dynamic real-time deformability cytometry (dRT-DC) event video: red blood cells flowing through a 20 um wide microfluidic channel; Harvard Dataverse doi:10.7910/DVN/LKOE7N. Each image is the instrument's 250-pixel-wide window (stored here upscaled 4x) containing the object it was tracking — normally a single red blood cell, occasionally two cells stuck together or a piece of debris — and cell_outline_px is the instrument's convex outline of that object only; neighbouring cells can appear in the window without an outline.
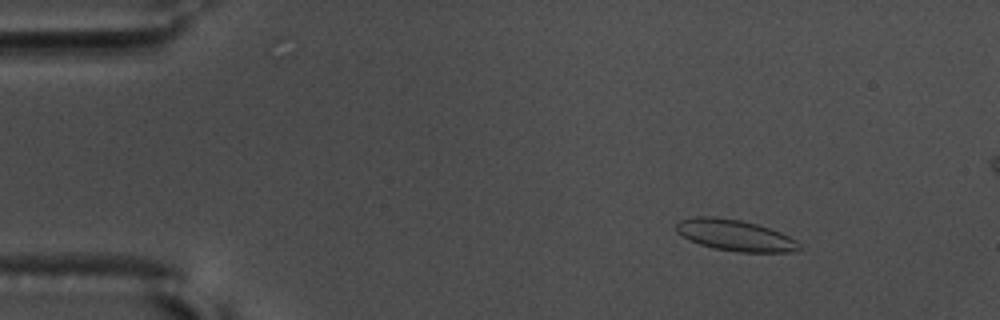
{"species": "common noctule bat (a hibernating species)", "species_latin": "Nyctalus noctula", "temperature_condition": "warm", "stored_images_in_passage": 59, "segment_of_instrument_passage": [1, 2], "camera_frame_rate_fps": 3000, "um_per_image_px": 0.085, "animal": {"sex": "male", "body_mass_g": 17.5, "forearm_length_mm": 52.3}, "frame": {"image": 1, "passage_image": 9, "time_ms": 2.667, "image_size_px": [1000, 320], "cell_outline_px": [[804, 248], [792, 252], [740, 252], [712, 248], [688, 240], [676, 232], [676, 224], [680, 220], [696, 216], [716, 216], [740, 220], [756, 224], [780, 232], [796, 240]], "centroid_in_image_um": [62.47, 20.0], "position_along_channel_um": 22.5, "area_um2": 22.48}}
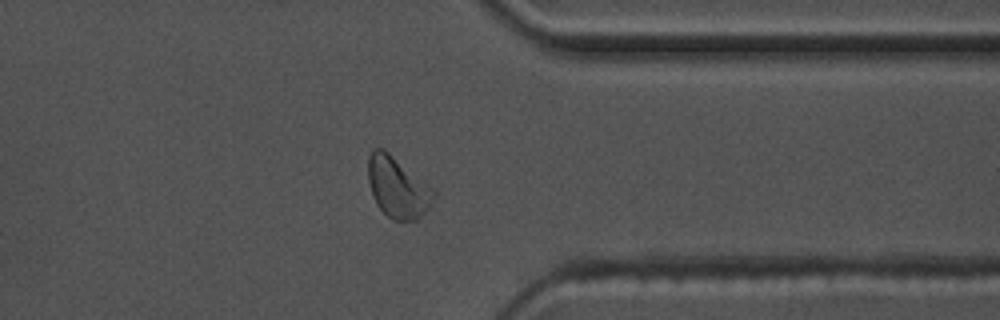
{"frame": {"image": 2, "passage_image": 46, "time_ms": 15.0, "image_size_px": [1000, 320], "cell_outline_px": [[436, 196], [428, 208], [416, 220], [392, 220], [376, 204], [368, 180], [368, 156], [372, 148], [384, 148], [432, 188], [436, 192]], "centroid_in_image_um": [33.78, 15.91], "position_along_channel_um": 377.6, "area_um2": 23.0}}
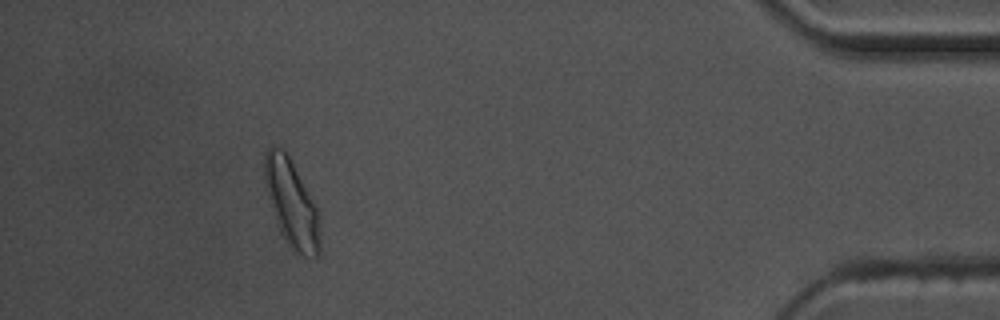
{"frame": {"image": 3, "passage_image": 53, "time_ms": 17.333, "image_size_px": [1000, 320], "cell_outline_px": [[320, 252], [316, 256], [304, 256], [292, 252], [284, 240], [276, 224], [264, 180], [264, 156], [268, 148], [280, 148], [288, 156], [316, 204], [320, 244]], "centroid_in_image_um": [24.77, 17.35], "position_along_channel_um": 410.4, "area_um2": 27.8}}